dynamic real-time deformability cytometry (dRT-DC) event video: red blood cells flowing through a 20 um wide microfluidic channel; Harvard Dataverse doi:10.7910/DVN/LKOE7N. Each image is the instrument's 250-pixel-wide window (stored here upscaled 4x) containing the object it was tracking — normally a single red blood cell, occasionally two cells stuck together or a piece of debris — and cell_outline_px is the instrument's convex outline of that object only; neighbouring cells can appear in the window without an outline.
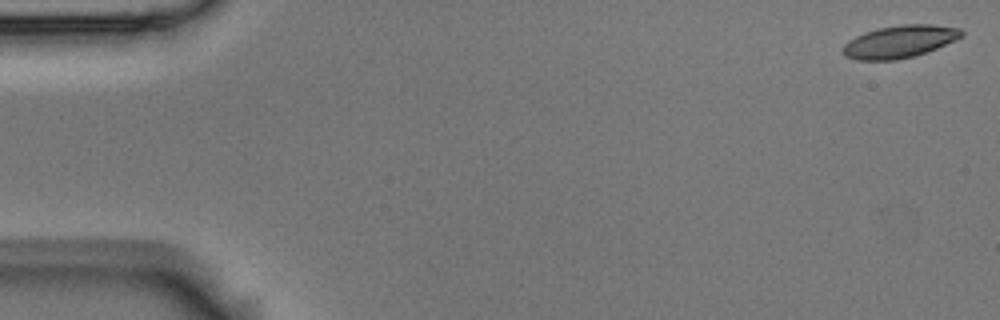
{"species": "Egyptian fruit bat (a non-hibernating species)", "species_latin": "Rousettus aegyptiacus", "temperature_condition": "room temperature", "stored_images_in_passage": 22, "camera_frame_rate_fps": 3000, "um_per_image_px": 0.085, "animal": {"sex": "male"}, "frame": {"image": 1, "passage_image": 1, "time_ms": 0.0, "image_size_px": [1000, 320], "cell_outline_px": [[964, 36], [956, 40], [916, 56], [896, 60], [856, 60], [844, 56], [844, 44], [848, 40], [864, 32], [876, 28], [900, 24], [932, 24], [960, 28], [964, 32]], "centroid_in_image_um": [76.48, 3.53], "position_along_channel_um": 8.5, "area_um2": 22.66}}
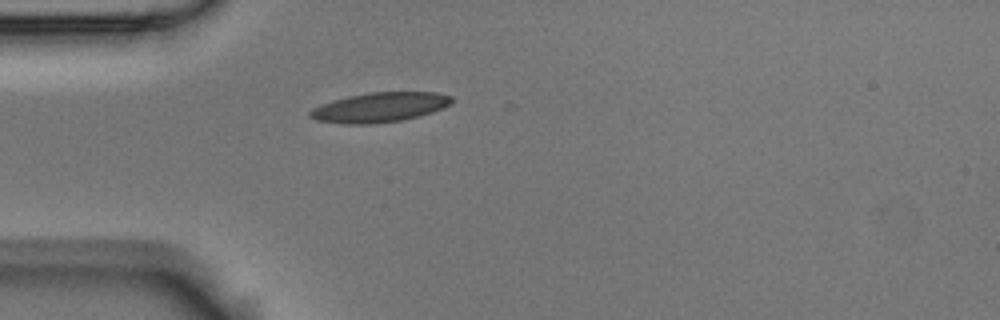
{"frame": {"image": 2, "passage_image": 15, "time_ms": 4.667, "image_size_px": [1000, 320], "cell_outline_px": [[452, 104], [444, 108], [420, 116], [400, 120], [368, 124], [344, 124], [316, 120], [308, 116], [308, 112], [312, 108], [320, 104], [332, 100], [348, 96], [372, 92], [436, 92], [452, 96]], "centroid_in_image_um": [32.26, 9.12], "position_along_channel_um": 52.7, "area_um2": 24.62}}
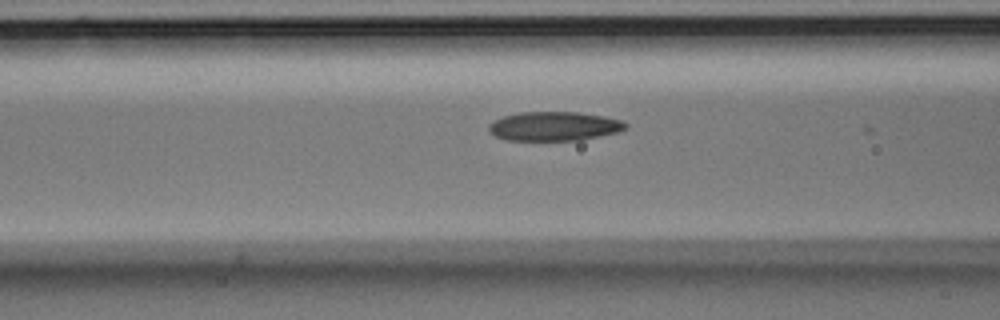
{"frame": {"image": 3, "passage_image": 21, "time_ms": 6.667, "image_size_px": [1000, 320], "cell_outline_px": [[628, 128], [616, 132], [580, 140], [508, 140], [496, 136], [488, 128], [488, 124], [504, 116], [520, 112], [576, 112], [604, 116], [624, 120], [628, 124]], "centroid_in_image_um": [47.15, 10.72], "position_along_channel_um": 119.5, "area_um2": 23.06}}